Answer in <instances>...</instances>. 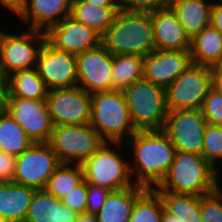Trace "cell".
<instances>
[{"label": "cell", "mask_w": 222, "mask_h": 222, "mask_svg": "<svg viewBox=\"0 0 222 222\" xmlns=\"http://www.w3.org/2000/svg\"><path fill=\"white\" fill-rule=\"evenodd\" d=\"M102 44L113 55L145 57L155 50L150 12L120 10L102 36Z\"/></svg>", "instance_id": "obj_3"}, {"label": "cell", "mask_w": 222, "mask_h": 222, "mask_svg": "<svg viewBox=\"0 0 222 222\" xmlns=\"http://www.w3.org/2000/svg\"><path fill=\"white\" fill-rule=\"evenodd\" d=\"M46 41V33L28 29L16 35L7 33L0 53V79L4 81L17 71L36 68L39 51Z\"/></svg>", "instance_id": "obj_9"}, {"label": "cell", "mask_w": 222, "mask_h": 222, "mask_svg": "<svg viewBox=\"0 0 222 222\" xmlns=\"http://www.w3.org/2000/svg\"><path fill=\"white\" fill-rule=\"evenodd\" d=\"M0 222H6V220L0 214Z\"/></svg>", "instance_id": "obj_47"}, {"label": "cell", "mask_w": 222, "mask_h": 222, "mask_svg": "<svg viewBox=\"0 0 222 222\" xmlns=\"http://www.w3.org/2000/svg\"><path fill=\"white\" fill-rule=\"evenodd\" d=\"M201 222H222V188L200 196Z\"/></svg>", "instance_id": "obj_33"}, {"label": "cell", "mask_w": 222, "mask_h": 222, "mask_svg": "<svg viewBox=\"0 0 222 222\" xmlns=\"http://www.w3.org/2000/svg\"><path fill=\"white\" fill-rule=\"evenodd\" d=\"M146 187L135 185L110 191L103 206L96 214L98 222H129L136 198Z\"/></svg>", "instance_id": "obj_24"}, {"label": "cell", "mask_w": 222, "mask_h": 222, "mask_svg": "<svg viewBox=\"0 0 222 222\" xmlns=\"http://www.w3.org/2000/svg\"><path fill=\"white\" fill-rule=\"evenodd\" d=\"M173 0H119L123 11L150 12L170 7Z\"/></svg>", "instance_id": "obj_36"}, {"label": "cell", "mask_w": 222, "mask_h": 222, "mask_svg": "<svg viewBox=\"0 0 222 222\" xmlns=\"http://www.w3.org/2000/svg\"><path fill=\"white\" fill-rule=\"evenodd\" d=\"M97 7H120L119 0H84Z\"/></svg>", "instance_id": "obj_41"}, {"label": "cell", "mask_w": 222, "mask_h": 222, "mask_svg": "<svg viewBox=\"0 0 222 222\" xmlns=\"http://www.w3.org/2000/svg\"><path fill=\"white\" fill-rule=\"evenodd\" d=\"M216 2L212 3L211 25L222 34V0Z\"/></svg>", "instance_id": "obj_39"}, {"label": "cell", "mask_w": 222, "mask_h": 222, "mask_svg": "<svg viewBox=\"0 0 222 222\" xmlns=\"http://www.w3.org/2000/svg\"><path fill=\"white\" fill-rule=\"evenodd\" d=\"M8 32L0 30V53L2 50L3 40Z\"/></svg>", "instance_id": "obj_45"}, {"label": "cell", "mask_w": 222, "mask_h": 222, "mask_svg": "<svg viewBox=\"0 0 222 222\" xmlns=\"http://www.w3.org/2000/svg\"><path fill=\"white\" fill-rule=\"evenodd\" d=\"M90 125L111 143H125L137 131L122 90L91 94Z\"/></svg>", "instance_id": "obj_4"}, {"label": "cell", "mask_w": 222, "mask_h": 222, "mask_svg": "<svg viewBox=\"0 0 222 222\" xmlns=\"http://www.w3.org/2000/svg\"><path fill=\"white\" fill-rule=\"evenodd\" d=\"M217 172L219 170L202 155L177 151L168 173L154 189L175 194L208 195L220 187Z\"/></svg>", "instance_id": "obj_2"}, {"label": "cell", "mask_w": 222, "mask_h": 222, "mask_svg": "<svg viewBox=\"0 0 222 222\" xmlns=\"http://www.w3.org/2000/svg\"><path fill=\"white\" fill-rule=\"evenodd\" d=\"M75 222H98L96 215L81 213L78 214Z\"/></svg>", "instance_id": "obj_44"}, {"label": "cell", "mask_w": 222, "mask_h": 222, "mask_svg": "<svg viewBox=\"0 0 222 222\" xmlns=\"http://www.w3.org/2000/svg\"><path fill=\"white\" fill-rule=\"evenodd\" d=\"M213 88L222 95V65L213 68Z\"/></svg>", "instance_id": "obj_40"}, {"label": "cell", "mask_w": 222, "mask_h": 222, "mask_svg": "<svg viewBox=\"0 0 222 222\" xmlns=\"http://www.w3.org/2000/svg\"><path fill=\"white\" fill-rule=\"evenodd\" d=\"M213 87V68L191 64L165 88L168 112L201 109Z\"/></svg>", "instance_id": "obj_7"}, {"label": "cell", "mask_w": 222, "mask_h": 222, "mask_svg": "<svg viewBox=\"0 0 222 222\" xmlns=\"http://www.w3.org/2000/svg\"><path fill=\"white\" fill-rule=\"evenodd\" d=\"M150 14L155 49L190 51L191 39L170 7L150 11Z\"/></svg>", "instance_id": "obj_19"}, {"label": "cell", "mask_w": 222, "mask_h": 222, "mask_svg": "<svg viewBox=\"0 0 222 222\" xmlns=\"http://www.w3.org/2000/svg\"><path fill=\"white\" fill-rule=\"evenodd\" d=\"M23 0H0V4L3 5L4 8L9 9L8 11H14L22 4Z\"/></svg>", "instance_id": "obj_42"}, {"label": "cell", "mask_w": 222, "mask_h": 222, "mask_svg": "<svg viewBox=\"0 0 222 222\" xmlns=\"http://www.w3.org/2000/svg\"><path fill=\"white\" fill-rule=\"evenodd\" d=\"M87 182L83 180L75 188L61 198L63 205L75 211L77 214L86 213L87 206Z\"/></svg>", "instance_id": "obj_35"}, {"label": "cell", "mask_w": 222, "mask_h": 222, "mask_svg": "<svg viewBox=\"0 0 222 222\" xmlns=\"http://www.w3.org/2000/svg\"><path fill=\"white\" fill-rule=\"evenodd\" d=\"M192 64L215 68L222 65V34L212 25L191 39Z\"/></svg>", "instance_id": "obj_25"}, {"label": "cell", "mask_w": 222, "mask_h": 222, "mask_svg": "<svg viewBox=\"0 0 222 222\" xmlns=\"http://www.w3.org/2000/svg\"><path fill=\"white\" fill-rule=\"evenodd\" d=\"M144 57L129 54L113 55L112 91L124 90L143 79Z\"/></svg>", "instance_id": "obj_28"}, {"label": "cell", "mask_w": 222, "mask_h": 222, "mask_svg": "<svg viewBox=\"0 0 222 222\" xmlns=\"http://www.w3.org/2000/svg\"><path fill=\"white\" fill-rule=\"evenodd\" d=\"M76 55L55 49L47 41L41 47L36 69L48 90L77 86Z\"/></svg>", "instance_id": "obj_15"}, {"label": "cell", "mask_w": 222, "mask_h": 222, "mask_svg": "<svg viewBox=\"0 0 222 222\" xmlns=\"http://www.w3.org/2000/svg\"><path fill=\"white\" fill-rule=\"evenodd\" d=\"M2 107L22 126L34 143H48L54 125L46 100L2 97Z\"/></svg>", "instance_id": "obj_11"}, {"label": "cell", "mask_w": 222, "mask_h": 222, "mask_svg": "<svg viewBox=\"0 0 222 222\" xmlns=\"http://www.w3.org/2000/svg\"><path fill=\"white\" fill-rule=\"evenodd\" d=\"M161 222H181L179 218L168 212L164 207H163V212H162V217H161Z\"/></svg>", "instance_id": "obj_43"}, {"label": "cell", "mask_w": 222, "mask_h": 222, "mask_svg": "<svg viewBox=\"0 0 222 222\" xmlns=\"http://www.w3.org/2000/svg\"><path fill=\"white\" fill-rule=\"evenodd\" d=\"M111 190L87 183L86 213L96 215Z\"/></svg>", "instance_id": "obj_37"}, {"label": "cell", "mask_w": 222, "mask_h": 222, "mask_svg": "<svg viewBox=\"0 0 222 222\" xmlns=\"http://www.w3.org/2000/svg\"><path fill=\"white\" fill-rule=\"evenodd\" d=\"M191 64L190 51L155 49L144 57L143 79L166 88Z\"/></svg>", "instance_id": "obj_17"}, {"label": "cell", "mask_w": 222, "mask_h": 222, "mask_svg": "<svg viewBox=\"0 0 222 222\" xmlns=\"http://www.w3.org/2000/svg\"><path fill=\"white\" fill-rule=\"evenodd\" d=\"M163 202L154 188H146L137 198L129 222H161Z\"/></svg>", "instance_id": "obj_31"}, {"label": "cell", "mask_w": 222, "mask_h": 222, "mask_svg": "<svg viewBox=\"0 0 222 222\" xmlns=\"http://www.w3.org/2000/svg\"><path fill=\"white\" fill-rule=\"evenodd\" d=\"M120 10V7H97L84 0H72L70 16L103 36Z\"/></svg>", "instance_id": "obj_26"}, {"label": "cell", "mask_w": 222, "mask_h": 222, "mask_svg": "<svg viewBox=\"0 0 222 222\" xmlns=\"http://www.w3.org/2000/svg\"><path fill=\"white\" fill-rule=\"evenodd\" d=\"M48 88L36 68L17 71L3 81L2 97L46 100Z\"/></svg>", "instance_id": "obj_23"}, {"label": "cell", "mask_w": 222, "mask_h": 222, "mask_svg": "<svg viewBox=\"0 0 222 222\" xmlns=\"http://www.w3.org/2000/svg\"><path fill=\"white\" fill-rule=\"evenodd\" d=\"M76 59L77 86L90 94L112 91L113 54L102 43L76 55Z\"/></svg>", "instance_id": "obj_14"}, {"label": "cell", "mask_w": 222, "mask_h": 222, "mask_svg": "<svg viewBox=\"0 0 222 222\" xmlns=\"http://www.w3.org/2000/svg\"><path fill=\"white\" fill-rule=\"evenodd\" d=\"M78 214L45 189L36 190L24 222H75Z\"/></svg>", "instance_id": "obj_20"}, {"label": "cell", "mask_w": 222, "mask_h": 222, "mask_svg": "<svg viewBox=\"0 0 222 222\" xmlns=\"http://www.w3.org/2000/svg\"><path fill=\"white\" fill-rule=\"evenodd\" d=\"M46 41L57 50L78 55L100 45L102 36L68 16L46 32Z\"/></svg>", "instance_id": "obj_16"}, {"label": "cell", "mask_w": 222, "mask_h": 222, "mask_svg": "<svg viewBox=\"0 0 222 222\" xmlns=\"http://www.w3.org/2000/svg\"><path fill=\"white\" fill-rule=\"evenodd\" d=\"M84 180L81 164L61 163L49 178L45 190L61 199Z\"/></svg>", "instance_id": "obj_30"}, {"label": "cell", "mask_w": 222, "mask_h": 222, "mask_svg": "<svg viewBox=\"0 0 222 222\" xmlns=\"http://www.w3.org/2000/svg\"><path fill=\"white\" fill-rule=\"evenodd\" d=\"M125 146L131 149L134 157V163L130 164L132 179L134 178L136 185L146 188L159 185L168 173L177 152L163 130L136 131L125 142L123 147Z\"/></svg>", "instance_id": "obj_1"}, {"label": "cell", "mask_w": 222, "mask_h": 222, "mask_svg": "<svg viewBox=\"0 0 222 222\" xmlns=\"http://www.w3.org/2000/svg\"><path fill=\"white\" fill-rule=\"evenodd\" d=\"M33 144L34 142L28 137L22 126L1 106L0 151L17 157Z\"/></svg>", "instance_id": "obj_27"}, {"label": "cell", "mask_w": 222, "mask_h": 222, "mask_svg": "<svg viewBox=\"0 0 222 222\" xmlns=\"http://www.w3.org/2000/svg\"><path fill=\"white\" fill-rule=\"evenodd\" d=\"M36 189L0 181V214L6 222H24Z\"/></svg>", "instance_id": "obj_21"}, {"label": "cell", "mask_w": 222, "mask_h": 222, "mask_svg": "<svg viewBox=\"0 0 222 222\" xmlns=\"http://www.w3.org/2000/svg\"><path fill=\"white\" fill-rule=\"evenodd\" d=\"M46 103L54 127L90 124L91 94L79 86L48 90Z\"/></svg>", "instance_id": "obj_12"}, {"label": "cell", "mask_w": 222, "mask_h": 222, "mask_svg": "<svg viewBox=\"0 0 222 222\" xmlns=\"http://www.w3.org/2000/svg\"><path fill=\"white\" fill-rule=\"evenodd\" d=\"M200 110L208 124L222 126V95L213 87L209 90Z\"/></svg>", "instance_id": "obj_34"}, {"label": "cell", "mask_w": 222, "mask_h": 222, "mask_svg": "<svg viewBox=\"0 0 222 222\" xmlns=\"http://www.w3.org/2000/svg\"><path fill=\"white\" fill-rule=\"evenodd\" d=\"M72 0H23L14 11L22 23H28L27 29L47 32L62 19L70 16Z\"/></svg>", "instance_id": "obj_18"}, {"label": "cell", "mask_w": 222, "mask_h": 222, "mask_svg": "<svg viewBox=\"0 0 222 222\" xmlns=\"http://www.w3.org/2000/svg\"><path fill=\"white\" fill-rule=\"evenodd\" d=\"M206 1L173 0L170 4V8L190 39L211 25L212 3Z\"/></svg>", "instance_id": "obj_22"}, {"label": "cell", "mask_w": 222, "mask_h": 222, "mask_svg": "<svg viewBox=\"0 0 222 222\" xmlns=\"http://www.w3.org/2000/svg\"><path fill=\"white\" fill-rule=\"evenodd\" d=\"M207 124L200 109L175 110L168 112L163 131L177 151L201 155Z\"/></svg>", "instance_id": "obj_13"}, {"label": "cell", "mask_w": 222, "mask_h": 222, "mask_svg": "<svg viewBox=\"0 0 222 222\" xmlns=\"http://www.w3.org/2000/svg\"><path fill=\"white\" fill-rule=\"evenodd\" d=\"M207 162H209L216 170L219 161L222 160V126L207 124L202 154Z\"/></svg>", "instance_id": "obj_32"}, {"label": "cell", "mask_w": 222, "mask_h": 222, "mask_svg": "<svg viewBox=\"0 0 222 222\" xmlns=\"http://www.w3.org/2000/svg\"><path fill=\"white\" fill-rule=\"evenodd\" d=\"M16 157L0 151V181L11 180L15 172Z\"/></svg>", "instance_id": "obj_38"}, {"label": "cell", "mask_w": 222, "mask_h": 222, "mask_svg": "<svg viewBox=\"0 0 222 222\" xmlns=\"http://www.w3.org/2000/svg\"><path fill=\"white\" fill-rule=\"evenodd\" d=\"M164 208L181 222H201L200 196L157 191Z\"/></svg>", "instance_id": "obj_29"}, {"label": "cell", "mask_w": 222, "mask_h": 222, "mask_svg": "<svg viewBox=\"0 0 222 222\" xmlns=\"http://www.w3.org/2000/svg\"><path fill=\"white\" fill-rule=\"evenodd\" d=\"M60 165L58 156L48 143H34L16 157L15 172L11 181L36 190L44 189Z\"/></svg>", "instance_id": "obj_10"}, {"label": "cell", "mask_w": 222, "mask_h": 222, "mask_svg": "<svg viewBox=\"0 0 222 222\" xmlns=\"http://www.w3.org/2000/svg\"><path fill=\"white\" fill-rule=\"evenodd\" d=\"M3 81L0 79V107L2 106Z\"/></svg>", "instance_id": "obj_46"}, {"label": "cell", "mask_w": 222, "mask_h": 222, "mask_svg": "<svg viewBox=\"0 0 222 222\" xmlns=\"http://www.w3.org/2000/svg\"><path fill=\"white\" fill-rule=\"evenodd\" d=\"M123 145L125 143L105 142L92 156L87 158L81 164L84 180L89 184L105 187L111 191L135 186L130 172V162L126 161L118 150Z\"/></svg>", "instance_id": "obj_6"}, {"label": "cell", "mask_w": 222, "mask_h": 222, "mask_svg": "<svg viewBox=\"0 0 222 222\" xmlns=\"http://www.w3.org/2000/svg\"><path fill=\"white\" fill-rule=\"evenodd\" d=\"M122 92L137 131L163 130L168 115L165 88L141 79Z\"/></svg>", "instance_id": "obj_5"}, {"label": "cell", "mask_w": 222, "mask_h": 222, "mask_svg": "<svg viewBox=\"0 0 222 222\" xmlns=\"http://www.w3.org/2000/svg\"><path fill=\"white\" fill-rule=\"evenodd\" d=\"M104 143L90 124L55 126L48 141L60 162L69 164H82Z\"/></svg>", "instance_id": "obj_8"}]
</instances>
